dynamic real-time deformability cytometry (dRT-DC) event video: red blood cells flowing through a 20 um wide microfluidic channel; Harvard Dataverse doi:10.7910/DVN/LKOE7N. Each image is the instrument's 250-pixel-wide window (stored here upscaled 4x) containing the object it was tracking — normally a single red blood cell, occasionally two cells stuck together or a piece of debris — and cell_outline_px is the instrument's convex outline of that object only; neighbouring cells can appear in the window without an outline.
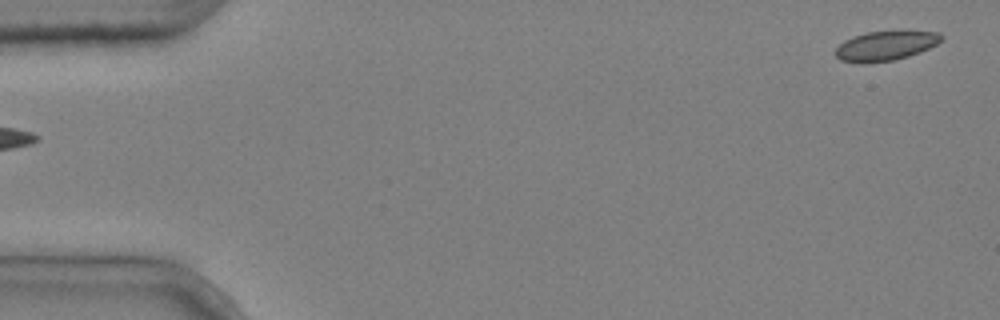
{"species": "common noctule bat (a hibernating species)", "species_latin": "Nyctalus noctula", "temperature_condition": "cold", "stored_images_in_passage": 3, "segment_of_instrument_passage": [2, 2], "camera_frame_rate_fps": 3000, "um_per_image_px": 0.085, "animal": {"sex": "male", "body_mass_g": 20.4}, "frame": {"image": 1, "passage_image": 3, "time_ms": 0.667, "image_size_px": [1000, 320], "cell_outline_px": [[944, 36], [936, 44], [920, 52], [908, 56], [892, 60], [840, 60], [836, 56], [836, 48], [844, 40], [852, 36], [868, 32], [940, 32]], "centroid_in_image_um": [75.3, 3.85], "position_along_channel_um": 9.7, "area_um2": 17.17}}